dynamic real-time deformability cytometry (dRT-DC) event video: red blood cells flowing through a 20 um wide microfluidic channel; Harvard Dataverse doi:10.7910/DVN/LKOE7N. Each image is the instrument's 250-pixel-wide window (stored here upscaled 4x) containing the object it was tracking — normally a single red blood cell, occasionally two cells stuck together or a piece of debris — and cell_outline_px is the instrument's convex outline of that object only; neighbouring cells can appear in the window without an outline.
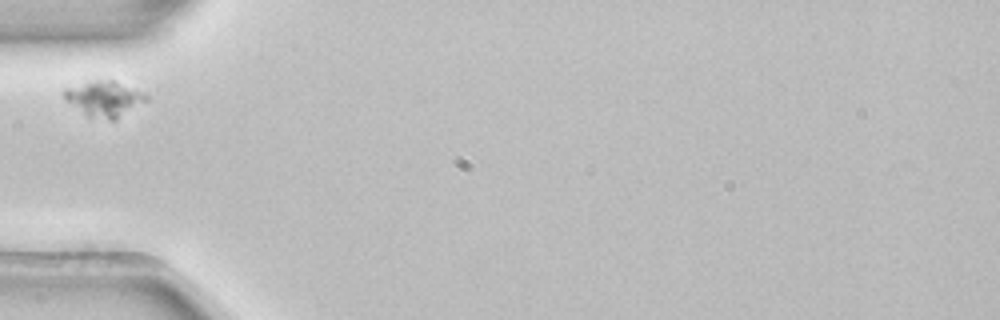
{"species": "common noctule bat (a hibernating species)", "species_latin": "Nyctalus noctula", "temperature_condition": "room temperature", "stored_images_in_passage": 1, "camera_frame_rate_fps": 3000, "um_per_image_px": 0.085, "animal": {"sex": "female", "body_mass_g": 22.7, "forearm_length_mm": 54.2}, "frame": {"image": 1, "passage_image": 1, "time_ms": 0.0, "image_size_px": [1000, 320], "cell_outline_px": [[148, 100], [116, 120], [108, 120], [88, 116], [68, 100], [64, 96], [64, 88], [88, 80], [112, 80], [148, 92]], "centroid_in_image_um": [8.94, 8.36], "position_along_channel_um": 76.1, "area_um2": 17.05}}